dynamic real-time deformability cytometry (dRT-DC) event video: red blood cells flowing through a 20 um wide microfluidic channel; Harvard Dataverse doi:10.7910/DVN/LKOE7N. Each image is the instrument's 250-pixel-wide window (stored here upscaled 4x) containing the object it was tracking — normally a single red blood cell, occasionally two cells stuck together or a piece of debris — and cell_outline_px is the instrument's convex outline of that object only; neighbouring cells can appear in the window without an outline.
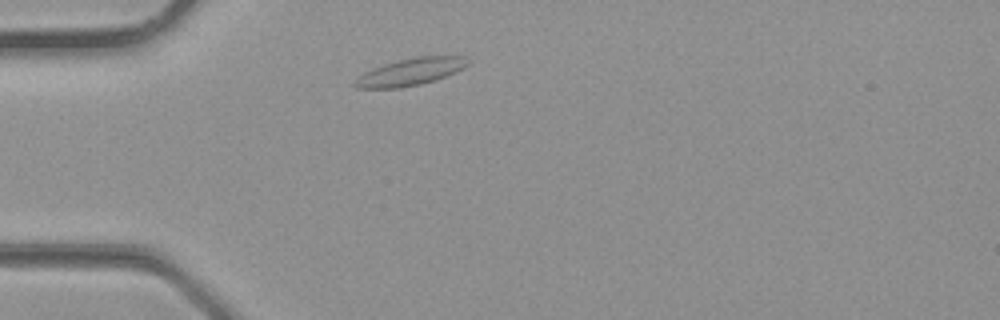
{"species": "common noctule bat (a hibernating species)", "species_latin": "Nyctalus noctula", "temperature_condition": "room temperature", "stored_images_in_passage": 23, "camera_frame_rate_fps": 3000, "um_per_image_px": 0.085, "animal": {"sex": "male", "body_mass_g": 23.1, "forearm_length_mm": 52.7}, "frame": {"image": 1, "passage_image": 1, "time_ms": 0.0, "image_size_px": [1000, 320], "cell_outline_px": [[472, 64], [456, 72], [436, 80], [420, 84], [400, 88], [356, 88], [352, 84], [364, 72], [372, 68], [396, 60], [416, 56], [464, 56]], "centroid_in_image_um": [34.92, 6.1], "position_along_channel_um": 50.1, "area_um2": 18.03}}
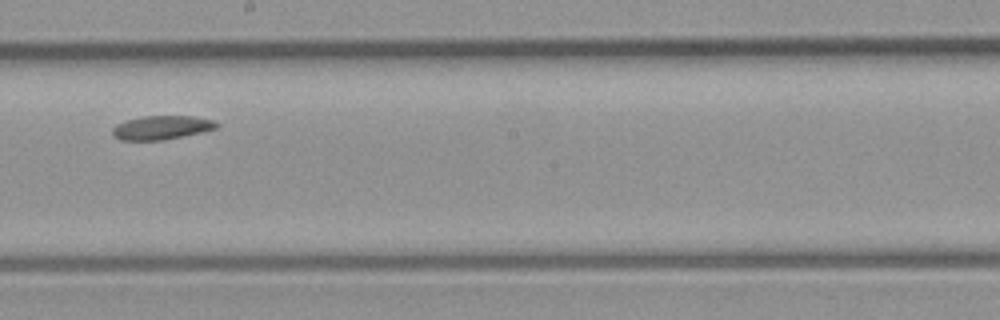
{"frame": {"image": 2, "passage_image": 11, "time_ms": 3.333, "image_size_px": [1000, 320], "cell_outline_px": [[220, 124], [216, 128], [200, 132], [160, 140], [120, 140], [112, 136], [112, 128], [116, 124], [128, 120], [144, 116], [192, 116], [212, 120]], "centroid_in_image_um": [13.68, 10.84], "position_along_channel_um": 234.5, "area_um2": 14.22}}
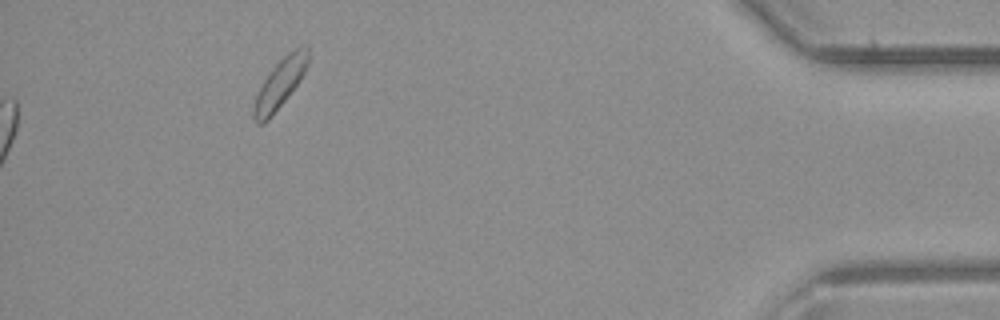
{"frame": {"image": 3, "passage_image": 23, "time_ms": 7.333, "image_size_px": [1000, 320], "cell_outline_px": [[308, 64], [300, 80], [288, 96], [268, 120], [264, 124], [256, 124], [252, 116], [252, 108], [256, 96], [264, 80], [272, 68], [288, 52], [300, 44], [308, 44]], "centroid_in_image_um": [23.8, 7.09], "position_along_channel_um": 411.4, "area_um2": 15.61}}